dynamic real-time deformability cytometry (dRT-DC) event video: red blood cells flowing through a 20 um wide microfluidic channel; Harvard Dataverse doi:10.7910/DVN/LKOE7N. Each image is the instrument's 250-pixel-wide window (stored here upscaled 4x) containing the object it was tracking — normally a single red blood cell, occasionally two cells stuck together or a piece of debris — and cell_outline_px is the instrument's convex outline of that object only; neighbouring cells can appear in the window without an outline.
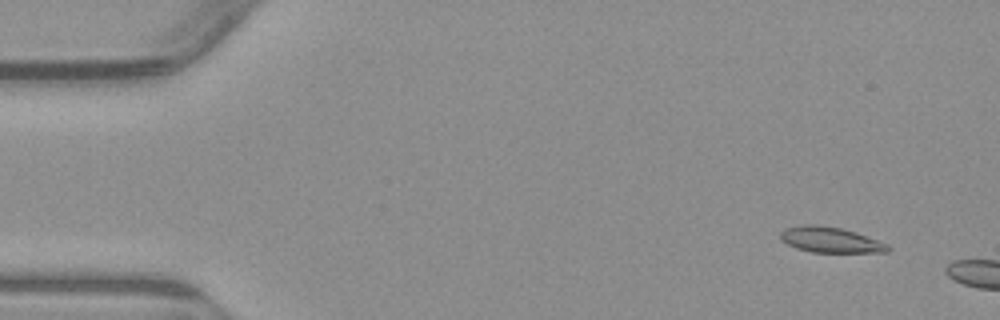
{"species": "common noctule bat (a hibernating species)", "species_latin": "Nyctalus noctula", "temperature_condition": "warm", "stored_images_in_passage": 3, "camera_frame_rate_fps": 3000, "um_per_image_px": 0.085, "animal": {"sex": "male", "body_mass_g": 23.1, "forearm_length_mm": 52.7}, "frame": {"image": 1, "passage_image": 2, "time_ms": 1.0, "image_size_px": [1000, 320], "cell_outline_px": [[892, 248], [888, 252], [812, 252], [796, 248], [780, 240], [780, 232], [784, 228], [804, 224], [816, 224], [840, 228], [856, 232], [888, 244]], "centroid_in_image_um": [70.57, 20.38], "position_along_channel_um": 14.4, "area_um2": 16.07}}